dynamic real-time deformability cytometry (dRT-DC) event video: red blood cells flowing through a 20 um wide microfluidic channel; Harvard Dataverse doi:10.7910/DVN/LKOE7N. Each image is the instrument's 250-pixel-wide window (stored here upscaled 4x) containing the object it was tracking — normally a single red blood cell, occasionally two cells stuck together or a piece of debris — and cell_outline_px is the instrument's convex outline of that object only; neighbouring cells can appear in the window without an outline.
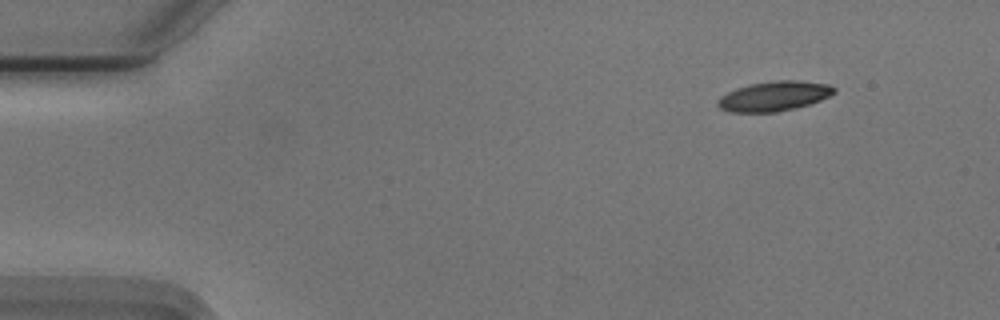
{"species": "Egyptian fruit bat (a non-hibernating species)", "species_latin": "Rousettus aegyptiacus", "temperature_condition": "cold", "stored_images_in_passage": 50, "camera_frame_rate_fps": 3000, "um_per_image_px": 0.085, "animal": {"sex": "male"}, "frame": {"image": 1, "passage_image": 1, "time_ms": 0.0, "image_size_px": [1000, 320], "cell_outline_px": [[836, 92], [820, 100], [808, 104], [776, 112], [732, 112], [720, 108], [716, 104], [716, 100], [720, 96], [736, 88], [748, 84], [772, 80], [800, 80], [828, 84], [836, 88]], "centroid_in_image_um": [65.77, 8.15], "position_along_channel_um": 19.2, "area_um2": 20.23}}
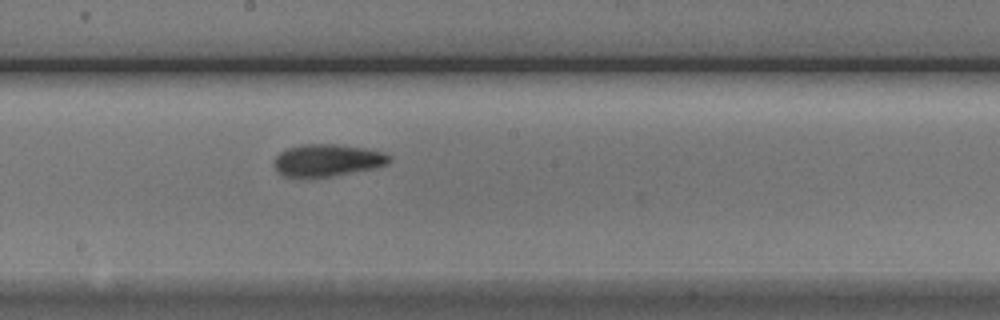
{"frame": {"image": 2, "passage_image": 25, "time_ms": 8.0, "image_size_px": [1000, 320], "cell_outline_px": [[392, 160], [388, 164], [376, 168], [328, 176], [284, 176], [276, 168], [276, 156], [280, 152], [288, 148], [300, 144], [336, 144], [364, 148], [384, 152], [392, 156]], "centroid_in_image_um": [27.9, 13.6], "position_along_channel_um": 220.3, "area_um2": 21.27}}
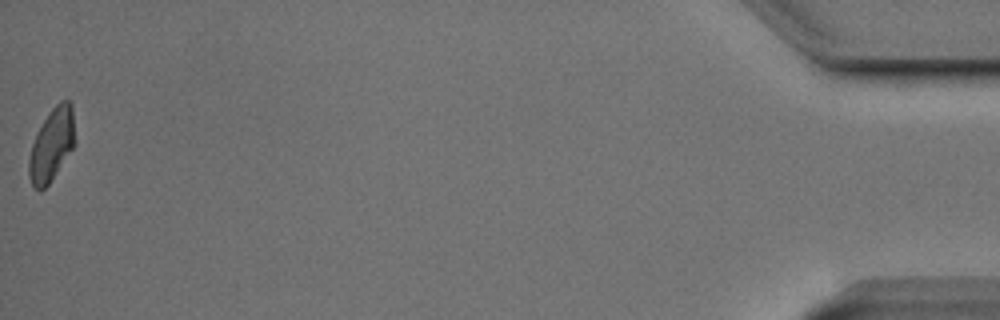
{"frame": {"image": 3, "passage_image": 50, "time_ms": 16.333, "image_size_px": [1000, 320], "cell_outline_px": [[76, 144], [48, 184], [40, 192], [32, 184], [28, 176], [28, 160], [32, 144], [44, 120], [52, 108], [60, 100], [68, 100], [72, 104]], "centroid_in_image_um": [4.41, 12.3], "position_along_channel_um": 430.8, "area_um2": 19.36}, "authors_computed_cell_mechanics": {"area_um2": 20.3456, "velocity_mm_per_s": 3.7241, "shape_relaxation_time_tau1_ms": 3.6928, "shape_relaxation_time_tau2_ms": 2.9722, "deformation_change_tau1": 0.1067, "deformation_change_tau2": 0.0884}}